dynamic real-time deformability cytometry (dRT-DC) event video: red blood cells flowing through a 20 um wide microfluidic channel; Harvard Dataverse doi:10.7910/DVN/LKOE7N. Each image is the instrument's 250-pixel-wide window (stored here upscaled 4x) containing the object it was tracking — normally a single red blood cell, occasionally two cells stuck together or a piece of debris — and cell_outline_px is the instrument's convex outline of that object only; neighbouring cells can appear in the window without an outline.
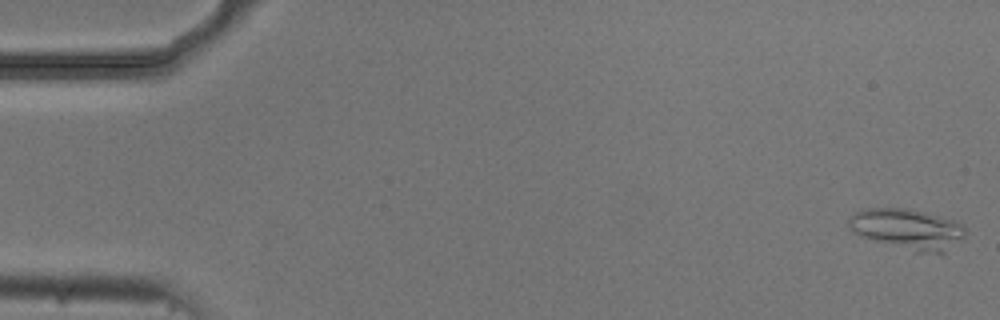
{"species": "common noctule bat (a hibernating species)", "species_latin": "Nyctalus noctula", "temperature_condition": "cold", "stored_images_in_passage": 14, "camera_frame_rate_fps": 3000, "um_per_image_px": 0.085, "animal": {"sex": "male", "body_mass_g": 20.5, "forearm_length_mm": 52.5}, "frame": {"image": 1, "passage_image": 1, "time_ms": 0.0, "image_size_px": [1000, 320], "cell_outline_px": [[968, 232], [964, 240], [944, 252], [916, 252], [872, 240], [860, 236], [852, 232], [848, 224], [848, 220], [856, 212], [864, 208], [912, 208], [956, 220], [964, 224]], "centroid_in_image_um": [77.21, 19.46], "position_along_channel_um": 7.8, "area_um2": 28.09}}